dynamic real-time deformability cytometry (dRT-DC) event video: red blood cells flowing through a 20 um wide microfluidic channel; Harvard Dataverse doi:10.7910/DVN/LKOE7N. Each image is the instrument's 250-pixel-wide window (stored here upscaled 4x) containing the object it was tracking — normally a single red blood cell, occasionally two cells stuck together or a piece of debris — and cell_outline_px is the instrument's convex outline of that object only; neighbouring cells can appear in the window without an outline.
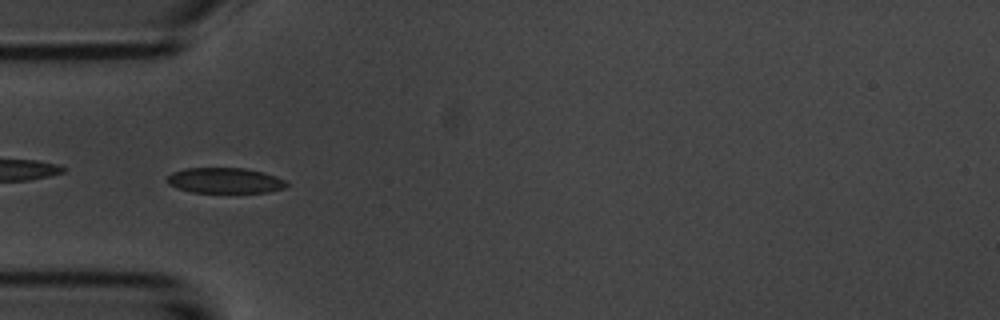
{"species": "common noctule bat (a hibernating species)", "species_latin": "Nyctalus noctula", "temperature_condition": "room temperature", "stored_images_in_passage": 8, "camera_frame_rate_fps": 3000, "um_per_image_px": 0.085, "animal": {"sex": "male", "body_mass_g": 20.1, "forearm_length_mm": 53.5}, "frame": {"image": 1, "passage_image": 4, "time_ms": 4.333, "image_size_px": [1000, 320], "cell_outline_px": [[288, 184], [284, 188], [268, 192], [192, 192], [176, 188], [168, 184], [168, 176], [172, 172], [184, 168], [244, 168], [264, 172], [276, 176], [284, 180]], "centroid_in_image_um": [19.11, 15.34], "position_along_channel_um": 65.9, "area_um2": 17.69}}
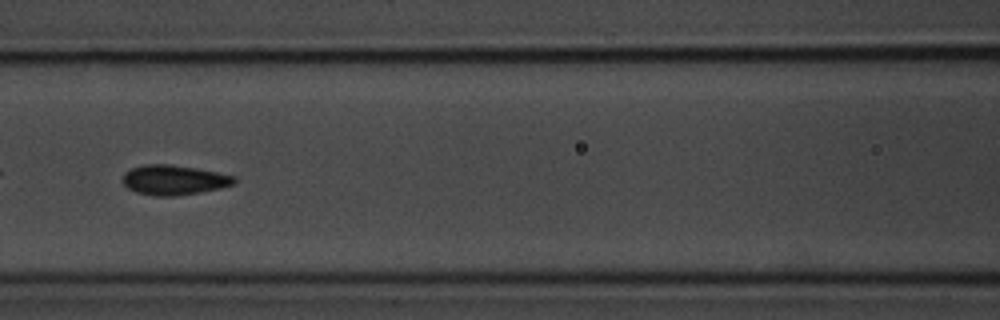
{"frame": {"image": 2, "passage_image": 6, "time_ms": 6.667, "image_size_px": [1000, 320], "cell_outline_px": [[236, 184], [220, 188], [200, 192], [172, 196], [152, 196], [136, 192], [128, 188], [124, 184], [124, 172], [132, 168], [144, 164], [172, 164], [196, 168], [236, 176]], "centroid_in_image_um": [14.8, 15.29], "position_along_channel_um": 151.8, "area_um2": 19.42}}
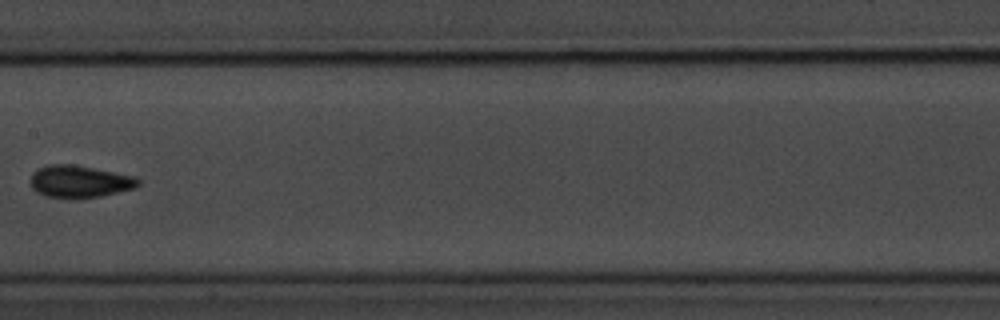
{"frame": {"image": 3, "passage_image": 7, "time_ms": 8.0, "image_size_px": [1000, 320], "cell_outline_px": [[140, 184], [136, 188], [100, 196], [76, 200], [44, 196], [36, 192], [32, 188], [32, 172], [36, 168], [48, 164], [72, 164], [132, 176], [140, 180]], "centroid_in_image_um": [6.72, 15.45], "position_along_channel_um": 200.7, "area_um2": 20.4}}